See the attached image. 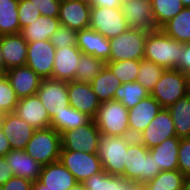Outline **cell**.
Segmentation results:
<instances>
[{
  "mask_svg": "<svg viewBox=\"0 0 190 190\" xmlns=\"http://www.w3.org/2000/svg\"><path fill=\"white\" fill-rule=\"evenodd\" d=\"M183 45V43L166 35L161 29L148 32L144 47V59L153 61L165 69H177Z\"/></svg>",
  "mask_w": 190,
  "mask_h": 190,
  "instance_id": "1",
  "label": "cell"
},
{
  "mask_svg": "<svg viewBox=\"0 0 190 190\" xmlns=\"http://www.w3.org/2000/svg\"><path fill=\"white\" fill-rule=\"evenodd\" d=\"M124 166L121 176L131 182L148 183L161 172L149 149L136 138L128 145Z\"/></svg>",
  "mask_w": 190,
  "mask_h": 190,
  "instance_id": "2",
  "label": "cell"
},
{
  "mask_svg": "<svg viewBox=\"0 0 190 190\" xmlns=\"http://www.w3.org/2000/svg\"><path fill=\"white\" fill-rule=\"evenodd\" d=\"M129 112L120 101L101 102L96 117V126L101 135L130 137Z\"/></svg>",
  "mask_w": 190,
  "mask_h": 190,
  "instance_id": "3",
  "label": "cell"
},
{
  "mask_svg": "<svg viewBox=\"0 0 190 190\" xmlns=\"http://www.w3.org/2000/svg\"><path fill=\"white\" fill-rule=\"evenodd\" d=\"M189 75L177 69H165L150 95L162 108H169L189 94Z\"/></svg>",
  "mask_w": 190,
  "mask_h": 190,
  "instance_id": "4",
  "label": "cell"
},
{
  "mask_svg": "<svg viewBox=\"0 0 190 190\" xmlns=\"http://www.w3.org/2000/svg\"><path fill=\"white\" fill-rule=\"evenodd\" d=\"M62 149L61 134L52 127L35 130L25 151L42 166L56 162Z\"/></svg>",
  "mask_w": 190,
  "mask_h": 190,
  "instance_id": "5",
  "label": "cell"
},
{
  "mask_svg": "<svg viewBox=\"0 0 190 190\" xmlns=\"http://www.w3.org/2000/svg\"><path fill=\"white\" fill-rule=\"evenodd\" d=\"M134 139L101 135L97 155L105 172L116 176L124 173L128 145Z\"/></svg>",
  "mask_w": 190,
  "mask_h": 190,
  "instance_id": "6",
  "label": "cell"
},
{
  "mask_svg": "<svg viewBox=\"0 0 190 190\" xmlns=\"http://www.w3.org/2000/svg\"><path fill=\"white\" fill-rule=\"evenodd\" d=\"M148 32L129 28L116 37L110 38L109 61L142 60Z\"/></svg>",
  "mask_w": 190,
  "mask_h": 190,
  "instance_id": "7",
  "label": "cell"
},
{
  "mask_svg": "<svg viewBox=\"0 0 190 190\" xmlns=\"http://www.w3.org/2000/svg\"><path fill=\"white\" fill-rule=\"evenodd\" d=\"M89 28L103 35L105 38H113L128 30L121 8H107L91 6Z\"/></svg>",
  "mask_w": 190,
  "mask_h": 190,
  "instance_id": "8",
  "label": "cell"
},
{
  "mask_svg": "<svg viewBox=\"0 0 190 190\" xmlns=\"http://www.w3.org/2000/svg\"><path fill=\"white\" fill-rule=\"evenodd\" d=\"M101 133L94 119L77 129H71L61 134L62 149L68 151H84L97 154Z\"/></svg>",
  "mask_w": 190,
  "mask_h": 190,
  "instance_id": "9",
  "label": "cell"
},
{
  "mask_svg": "<svg viewBox=\"0 0 190 190\" xmlns=\"http://www.w3.org/2000/svg\"><path fill=\"white\" fill-rule=\"evenodd\" d=\"M59 161L73 174L78 183H82L93 174L103 171L98 155L84 151L61 150Z\"/></svg>",
  "mask_w": 190,
  "mask_h": 190,
  "instance_id": "10",
  "label": "cell"
},
{
  "mask_svg": "<svg viewBox=\"0 0 190 190\" xmlns=\"http://www.w3.org/2000/svg\"><path fill=\"white\" fill-rule=\"evenodd\" d=\"M36 94L51 119L70 106L67 81L42 79Z\"/></svg>",
  "mask_w": 190,
  "mask_h": 190,
  "instance_id": "11",
  "label": "cell"
},
{
  "mask_svg": "<svg viewBox=\"0 0 190 190\" xmlns=\"http://www.w3.org/2000/svg\"><path fill=\"white\" fill-rule=\"evenodd\" d=\"M56 48L50 40L29 42L27 47V61L29 66L42 79H52Z\"/></svg>",
  "mask_w": 190,
  "mask_h": 190,
  "instance_id": "12",
  "label": "cell"
},
{
  "mask_svg": "<svg viewBox=\"0 0 190 190\" xmlns=\"http://www.w3.org/2000/svg\"><path fill=\"white\" fill-rule=\"evenodd\" d=\"M77 183L73 174L58 160L43 166L32 190H69Z\"/></svg>",
  "mask_w": 190,
  "mask_h": 190,
  "instance_id": "13",
  "label": "cell"
},
{
  "mask_svg": "<svg viewBox=\"0 0 190 190\" xmlns=\"http://www.w3.org/2000/svg\"><path fill=\"white\" fill-rule=\"evenodd\" d=\"M120 8L130 28L146 32L157 30L151 0H123Z\"/></svg>",
  "mask_w": 190,
  "mask_h": 190,
  "instance_id": "14",
  "label": "cell"
},
{
  "mask_svg": "<svg viewBox=\"0 0 190 190\" xmlns=\"http://www.w3.org/2000/svg\"><path fill=\"white\" fill-rule=\"evenodd\" d=\"M170 137H177L175 126L168 109L163 108L136 139L151 149Z\"/></svg>",
  "mask_w": 190,
  "mask_h": 190,
  "instance_id": "15",
  "label": "cell"
},
{
  "mask_svg": "<svg viewBox=\"0 0 190 190\" xmlns=\"http://www.w3.org/2000/svg\"><path fill=\"white\" fill-rule=\"evenodd\" d=\"M67 89L70 106L94 119L101 102L91 84L73 80L67 82Z\"/></svg>",
  "mask_w": 190,
  "mask_h": 190,
  "instance_id": "16",
  "label": "cell"
},
{
  "mask_svg": "<svg viewBox=\"0 0 190 190\" xmlns=\"http://www.w3.org/2000/svg\"><path fill=\"white\" fill-rule=\"evenodd\" d=\"M14 113L35 130L50 127L51 118L37 94L20 98Z\"/></svg>",
  "mask_w": 190,
  "mask_h": 190,
  "instance_id": "17",
  "label": "cell"
},
{
  "mask_svg": "<svg viewBox=\"0 0 190 190\" xmlns=\"http://www.w3.org/2000/svg\"><path fill=\"white\" fill-rule=\"evenodd\" d=\"M162 109L159 102L151 95L130 108L128 110L130 137L137 138Z\"/></svg>",
  "mask_w": 190,
  "mask_h": 190,
  "instance_id": "18",
  "label": "cell"
},
{
  "mask_svg": "<svg viewBox=\"0 0 190 190\" xmlns=\"http://www.w3.org/2000/svg\"><path fill=\"white\" fill-rule=\"evenodd\" d=\"M91 5L76 0H61L58 19L62 26L79 31L90 26Z\"/></svg>",
  "mask_w": 190,
  "mask_h": 190,
  "instance_id": "19",
  "label": "cell"
},
{
  "mask_svg": "<svg viewBox=\"0 0 190 190\" xmlns=\"http://www.w3.org/2000/svg\"><path fill=\"white\" fill-rule=\"evenodd\" d=\"M1 128L13 150H24L35 131L14 112L2 114Z\"/></svg>",
  "mask_w": 190,
  "mask_h": 190,
  "instance_id": "20",
  "label": "cell"
},
{
  "mask_svg": "<svg viewBox=\"0 0 190 190\" xmlns=\"http://www.w3.org/2000/svg\"><path fill=\"white\" fill-rule=\"evenodd\" d=\"M82 51L75 45L73 47L56 48L52 79L73 81L76 77V68Z\"/></svg>",
  "mask_w": 190,
  "mask_h": 190,
  "instance_id": "21",
  "label": "cell"
},
{
  "mask_svg": "<svg viewBox=\"0 0 190 190\" xmlns=\"http://www.w3.org/2000/svg\"><path fill=\"white\" fill-rule=\"evenodd\" d=\"M5 76L19 99L36 94L42 81L27 65L9 69Z\"/></svg>",
  "mask_w": 190,
  "mask_h": 190,
  "instance_id": "22",
  "label": "cell"
},
{
  "mask_svg": "<svg viewBox=\"0 0 190 190\" xmlns=\"http://www.w3.org/2000/svg\"><path fill=\"white\" fill-rule=\"evenodd\" d=\"M27 47L28 42L20 33L0 36V48L7 71L26 64Z\"/></svg>",
  "mask_w": 190,
  "mask_h": 190,
  "instance_id": "23",
  "label": "cell"
},
{
  "mask_svg": "<svg viewBox=\"0 0 190 190\" xmlns=\"http://www.w3.org/2000/svg\"><path fill=\"white\" fill-rule=\"evenodd\" d=\"M76 46L84 54L92 55L102 59L105 63L109 62L110 43L109 39L105 38L100 33L91 28L77 31Z\"/></svg>",
  "mask_w": 190,
  "mask_h": 190,
  "instance_id": "24",
  "label": "cell"
},
{
  "mask_svg": "<svg viewBox=\"0 0 190 190\" xmlns=\"http://www.w3.org/2000/svg\"><path fill=\"white\" fill-rule=\"evenodd\" d=\"M12 166V173L32 182L39 179L43 166L27 154L25 150H11L4 156Z\"/></svg>",
  "mask_w": 190,
  "mask_h": 190,
  "instance_id": "25",
  "label": "cell"
},
{
  "mask_svg": "<svg viewBox=\"0 0 190 190\" xmlns=\"http://www.w3.org/2000/svg\"><path fill=\"white\" fill-rule=\"evenodd\" d=\"M180 138L170 137L149 149L160 171L178 170Z\"/></svg>",
  "mask_w": 190,
  "mask_h": 190,
  "instance_id": "26",
  "label": "cell"
},
{
  "mask_svg": "<svg viewBox=\"0 0 190 190\" xmlns=\"http://www.w3.org/2000/svg\"><path fill=\"white\" fill-rule=\"evenodd\" d=\"M58 17L40 16L21 29L20 34L29 43L42 40H50L53 33L59 28Z\"/></svg>",
  "mask_w": 190,
  "mask_h": 190,
  "instance_id": "27",
  "label": "cell"
},
{
  "mask_svg": "<svg viewBox=\"0 0 190 190\" xmlns=\"http://www.w3.org/2000/svg\"><path fill=\"white\" fill-rule=\"evenodd\" d=\"M94 93L100 102L114 99V95L122 82L117 79L110 68L105 65L101 72L90 82Z\"/></svg>",
  "mask_w": 190,
  "mask_h": 190,
  "instance_id": "28",
  "label": "cell"
},
{
  "mask_svg": "<svg viewBox=\"0 0 190 190\" xmlns=\"http://www.w3.org/2000/svg\"><path fill=\"white\" fill-rule=\"evenodd\" d=\"M167 109L173 120L176 136L180 139L190 138V95L179 99Z\"/></svg>",
  "mask_w": 190,
  "mask_h": 190,
  "instance_id": "29",
  "label": "cell"
},
{
  "mask_svg": "<svg viewBox=\"0 0 190 190\" xmlns=\"http://www.w3.org/2000/svg\"><path fill=\"white\" fill-rule=\"evenodd\" d=\"M160 29L169 37L183 44L190 43V7H184Z\"/></svg>",
  "mask_w": 190,
  "mask_h": 190,
  "instance_id": "30",
  "label": "cell"
},
{
  "mask_svg": "<svg viewBox=\"0 0 190 190\" xmlns=\"http://www.w3.org/2000/svg\"><path fill=\"white\" fill-rule=\"evenodd\" d=\"M130 182L122 176L111 175L104 170L82 182L86 190H129Z\"/></svg>",
  "mask_w": 190,
  "mask_h": 190,
  "instance_id": "31",
  "label": "cell"
},
{
  "mask_svg": "<svg viewBox=\"0 0 190 190\" xmlns=\"http://www.w3.org/2000/svg\"><path fill=\"white\" fill-rule=\"evenodd\" d=\"M92 118L87 114L77 111L72 106L66 108L59 114H56L51 119L50 127L62 134L71 129H77L82 125L87 124Z\"/></svg>",
  "mask_w": 190,
  "mask_h": 190,
  "instance_id": "32",
  "label": "cell"
},
{
  "mask_svg": "<svg viewBox=\"0 0 190 190\" xmlns=\"http://www.w3.org/2000/svg\"><path fill=\"white\" fill-rule=\"evenodd\" d=\"M18 3L19 0H0V36L20 33Z\"/></svg>",
  "mask_w": 190,
  "mask_h": 190,
  "instance_id": "33",
  "label": "cell"
},
{
  "mask_svg": "<svg viewBox=\"0 0 190 190\" xmlns=\"http://www.w3.org/2000/svg\"><path fill=\"white\" fill-rule=\"evenodd\" d=\"M147 91L139 82H128L118 87L114 99L120 101L128 110L135 107L142 99L148 97Z\"/></svg>",
  "mask_w": 190,
  "mask_h": 190,
  "instance_id": "34",
  "label": "cell"
},
{
  "mask_svg": "<svg viewBox=\"0 0 190 190\" xmlns=\"http://www.w3.org/2000/svg\"><path fill=\"white\" fill-rule=\"evenodd\" d=\"M155 26L160 29L184 8L181 0H151Z\"/></svg>",
  "mask_w": 190,
  "mask_h": 190,
  "instance_id": "35",
  "label": "cell"
},
{
  "mask_svg": "<svg viewBox=\"0 0 190 190\" xmlns=\"http://www.w3.org/2000/svg\"><path fill=\"white\" fill-rule=\"evenodd\" d=\"M105 65L102 59L82 53L76 68L75 80L90 83Z\"/></svg>",
  "mask_w": 190,
  "mask_h": 190,
  "instance_id": "36",
  "label": "cell"
},
{
  "mask_svg": "<svg viewBox=\"0 0 190 190\" xmlns=\"http://www.w3.org/2000/svg\"><path fill=\"white\" fill-rule=\"evenodd\" d=\"M185 177L179 170L161 171L147 186L149 190H182Z\"/></svg>",
  "mask_w": 190,
  "mask_h": 190,
  "instance_id": "37",
  "label": "cell"
},
{
  "mask_svg": "<svg viewBox=\"0 0 190 190\" xmlns=\"http://www.w3.org/2000/svg\"><path fill=\"white\" fill-rule=\"evenodd\" d=\"M165 68L157 65L153 61L146 59L140 60V67L136 82H139L150 93L155 87V84L161 78Z\"/></svg>",
  "mask_w": 190,
  "mask_h": 190,
  "instance_id": "38",
  "label": "cell"
},
{
  "mask_svg": "<svg viewBox=\"0 0 190 190\" xmlns=\"http://www.w3.org/2000/svg\"><path fill=\"white\" fill-rule=\"evenodd\" d=\"M106 65L122 84L135 82L140 67V60L109 61Z\"/></svg>",
  "mask_w": 190,
  "mask_h": 190,
  "instance_id": "39",
  "label": "cell"
},
{
  "mask_svg": "<svg viewBox=\"0 0 190 190\" xmlns=\"http://www.w3.org/2000/svg\"><path fill=\"white\" fill-rule=\"evenodd\" d=\"M19 98L5 75H0V114L14 112Z\"/></svg>",
  "mask_w": 190,
  "mask_h": 190,
  "instance_id": "40",
  "label": "cell"
},
{
  "mask_svg": "<svg viewBox=\"0 0 190 190\" xmlns=\"http://www.w3.org/2000/svg\"><path fill=\"white\" fill-rule=\"evenodd\" d=\"M55 48L73 47L77 43V31L60 25L50 38Z\"/></svg>",
  "mask_w": 190,
  "mask_h": 190,
  "instance_id": "41",
  "label": "cell"
},
{
  "mask_svg": "<svg viewBox=\"0 0 190 190\" xmlns=\"http://www.w3.org/2000/svg\"><path fill=\"white\" fill-rule=\"evenodd\" d=\"M41 16L38 7L30 0H19L18 3V20L20 24V32L25 26L36 20Z\"/></svg>",
  "mask_w": 190,
  "mask_h": 190,
  "instance_id": "42",
  "label": "cell"
},
{
  "mask_svg": "<svg viewBox=\"0 0 190 190\" xmlns=\"http://www.w3.org/2000/svg\"><path fill=\"white\" fill-rule=\"evenodd\" d=\"M178 170L185 176H190V138L180 139Z\"/></svg>",
  "mask_w": 190,
  "mask_h": 190,
  "instance_id": "43",
  "label": "cell"
},
{
  "mask_svg": "<svg viewBox=\"0 0 190 190\" xmlns=\"http://www.w3.org/2000/svg\"><path fill=\"white\" fill-rule=\"evenodd\" d=\"M45 17H58L61 0H30Z\"/></svg>",
  "mask_w": 190,
  "mask_h": 190,
  "instance_id": "44",
  "label": "cell"
},
{
  "mask_svg": "<svg viewBox=\"0 0 190 190\" xmlns=\"http://www.w3.org/2000/svg\"><path fill=\"white\" fill-rule=\"evenodd\" d=\"M2 186L3 190H32L33 182L18 176H13Z\"/></svg>",
  "mask_w": 190,
  "mask_h": 190,
  "instance_id": "45",
  "label": "cell"
},
{
  "mask_svg": "<svg viewBox=\"0 0 190 190\" xmlns=\"http://www.w3.org/2000/svg\"><path fill=\"white\" fill-rule=\"evenodd\" d=\"M177 70L188 75L190 74V43L183 45V51L179 58Z\"/></svg>",
  "mask_w": 190,
  "mask_h": 190,
  "instance_id": "46",
  "label": "cell"
},
{
  "mask_svg": "<svg viewBox=\"0 0 190 190\" xmlns=\"http://www.w3.org/2000/svg\"><path fill=\"white\" fill-rule=\"evenodd\" d=\"M13 176L12 166L7 163L4 156H0V185L6 183Z\"/></svg>",
  "mask_w": 190,
  "mask_h": 190,
  "instance_id": "47",
  "label": "cell"
},
{
  "mask_svg": "<svg viewBox=\"0 0 190 190\" xmlns=\"http://www.w3.org/2000/svg\"><path fill=\"white\" fill-rule=\"evenodd\" d=\"M123 0H93L92 6H102L107 8H119L121 7Z\"/></svg>",
  "mask_w": 190,
  "mask_h": 190,
  "instance_id": "48",
  "label": "cell"
},
{
  "mask_svg": "<svg viewBox=\"0 0 190 190\" xmlns=\"http://www.w3.org/2000/svg\"><path fill=\"white\" fill-rule=\"evenodd\" d=\"M11 147L8 139L5 137V134L0 128V156H5L11 151Z\"/></svg>",
  "mask_w": 190,
  "mask_h": 190,
  "instance_id": "49",
  "label": "cell"
},
{
  "mask_svg": "<svg viewBox=\"0 0 190 190\" xmlns=\"http://www.w3.org/2000/svg\"><path fill=\"white\" fill-rule=\"evenodd\" d=\"M129 190H149L147 183L130 182Z\"/></svg>",
  "mask_w": 190,
  "mask_h": 190,
  "instance_id": "50",
  "label": "cell"
},
{
  "mask_svg": "<svg viewBox=\"0 0 190 190\" xmlns=\"http://www.w3.org/2000/svg\"><path fill=\"white\" fill-rule=\"evenodd\" d=\"M6 72H7L6 65H5L3 55H2V51H1V48H0V75H5Z\"/></svg>",
  "mask_w": 190,
  "mask_h": 190,
  "instance_id": "51",
  "label": "cell"
},
{
  "mask_svg": "<svg viewBox=\"0 0 190 190\" xmlns=\"http://www.w3.org/2000/svg\"><path fill=\"white\" fill-rule=\"evenodd\" d=\"M182 190H190V176H186Z\"/></svg>",
  "mask_w": 190,
  "mask_h": 190,
  "instance_id": "52",
  "label": "cell"
},
{
  "mask_svg": "<svg viewBox=\"0 0 190 190\" xmlns=\"http://www.w3.org/2000/svg\"><path fill=\"white\" fill-rule=\"evenodd\" d=\"M69 190H86L82 183H77L74 187L70 188Z\"/></svg>",
  "mask_w": 190,
  "mask_h": 190,
  "instance_id": "53",
  "label": "cell"
},
{
  "mask_svg": "<svg viewBox=\"0 0 190 190\" xmlns=\"http://www.w3.org/2000/svg\"><path fill=\"white\" fill-rule=\"evenodd\" d=\"M184 7H190V0H181Z\"/></svg>",
  "mask_w": 190,
  "mask_h": 190,
  "instance_id": "54",
  "label": "cell"
},
{
  "mask_svg": "<svg viewBox=\"0 0 190 190\" xmlns=\"http://www.w3.org/2000/svg\"><path fill=\"white\" fill-rule=\"evenodd\" d=\"M76 1H81V2L87 3V4L92 6V1L93 0H76Z\"/></svg>",
  "mask_w": 190,
  "mask_h": 190,
  "instance_id": "55",
  "label": "cell"
},
{
  "mask_svg": "<svg viewBox=\"0 0 190 190\" xmlns=\"http://www.w3.org/2000/svg\"><path fill=\"white\" fill-rule=\"evenodd\" d=\"M1 119H2V115L0 114V128H1Z\"/></svg>",
  "mask_w": 190,
  "mask_h": 190,
  "instance_id": "56",
  "label": "cell"
}]
</instances>
